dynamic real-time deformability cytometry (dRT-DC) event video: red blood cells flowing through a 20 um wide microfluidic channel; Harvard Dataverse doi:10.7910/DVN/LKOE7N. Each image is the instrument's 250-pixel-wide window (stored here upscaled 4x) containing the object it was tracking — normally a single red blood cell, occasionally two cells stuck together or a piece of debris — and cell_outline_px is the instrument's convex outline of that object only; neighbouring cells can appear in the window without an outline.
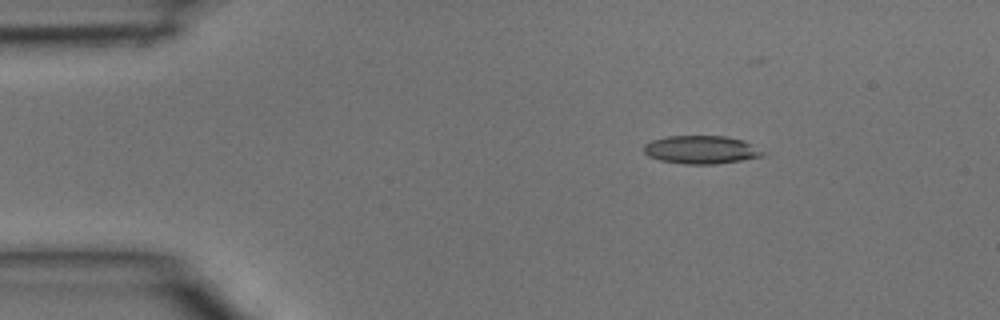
{"species": "common noctule bat (a hibernating species)", "species_latin": "Nyctalus noctula", "temperature_condition": "room temperature", "stored_images_in_passage": 3, "camera_frame_rate_fps": 3000, "um_per_image_px": 0.085, "animal": {"sex": "male", "body_mass_g": 15.6}, "frame": {"image": 1, "passage_image": 1, "time_ms": 0.0, "image_size_px": [1000, 320], "cell_outline_px": [[768, 152], [764, 156], [716, 164], [684, 164], [660, 160], [648, 156], [644, 152], [644, 144], [652, 140], [668, 136], [724, 136], [744, 140]], "centroid_in_image_um": [59.64, 12.72], "position_along_channel_um": 25.4, "area_um2": 19.65}}
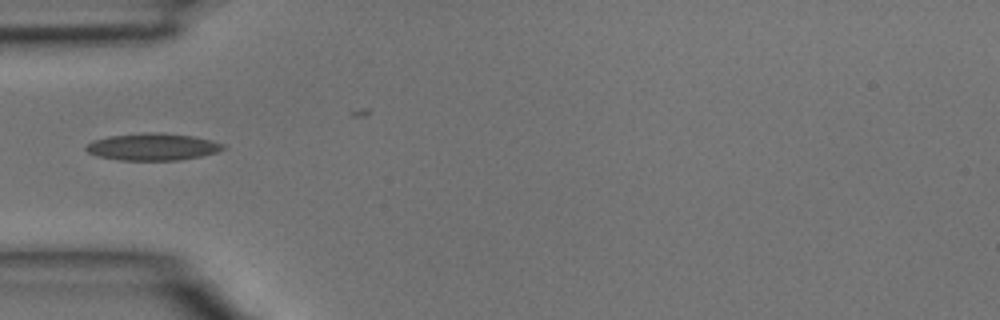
{"frame": {"image": 2, "passage_image": 3, "time_ms": 0.667, "image_size_px": [1000, 320], "cell_outline_px": [[224, 148], [216, 152], [200, 156], [176, 160], [120, 160], [96, 156], [88, 152], [84, 148], [92, 140], [108, 136], [148, 132], [160, 132], [192, 136], [212, 140], [224, 144]], "centroid_in_image_um": [12.94, 12.47], "position_along_channel_um": 72.1, "area_um2": 21.56}}